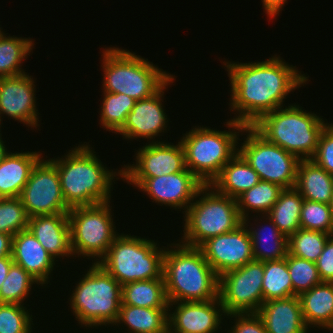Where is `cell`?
Wrapping results in <instances>:
<instances>
[{"mask_svg": "<svg viewBox=\"0 0 333 333\" xmlns=\"http://www.w3.org/2000/svg\"><path fill=\"white\" fill-rule=\"evenodd\" d=\"M182 217L183 236L177 241L192 247L228 233L243 222L236 199L218 193L211 185H204L198 191Z\"/></svg>", "mask_w": 333, "mask_h": 333, "instance_id": "ba28073f", "label": "cell"}, {"mask_svg": "<svg viewBox=\"0 0 333 333\" xmlns=\"http://www.w3.org/2000/svg\"><path fill=\"white\" fill-rule=\"evenodd\" d=\"M240 137H243V142ZM240 137L238 152L258 173L260 180L278 184L284 189L295 188L298 157L267 141L252 126H244Z\"/></svg>", "mask_w": 333, "mask_h": 333, "instance_id": "8fae6325", "label": "cell"}, {"mask_svg": "<svg viewBox=\"0 0 333 333\" xmlns=\"http://www.w3.org/2000/svg\"><path fill=\"white\" fill-rule=\"evenodd\" d=\"M81 143L61 157L45 155L57 168L62 195L70 209L112 201L115 182L123 179L122 165L109 170L112 167L100 160L90 141Z\"/></svg>", "mask_w": 333, "mask_h": 333, "instance_id": "7a4b0ae2", "label": "cell"}, {"mask_svg": "<svg viewBox=\"0 0 333 333\" xmlns=\"http://www.w3.org/2000/svg\"><path fill=\"white\" fill-rule=\"evenodd\" d=\"M12 256H5L0 258V289L2 286L3 281L6 279L9 269L13 264Z\"/></svg>", "mask_w": 333, "mask_h": 333, "instance_id": "bcb514c9", "label": "cell"}, {"mask_svg": "<svg viewBox=\"0 0 333 333\" xmlns=\"http://www.w3.org/2000/svg\"><path fill=\"white\" fill-rule=\"evenodd\" d=\"M34 286L40 289L42 285L21 266L13 263L0 289V303L28 305V297L33 294L32 290L36 291Z\"/></svg>", "mask_w": 333, "mask_h": 333, "instance_id": "836d02e7", "label": "cell"}, {"mask_svg": "<svg viewBox=\"0 0 333 333\" xmlns=\"http://www.w3.org/2000/svg\"><path fill=\"white\" fill-rule=\"evenodd\" d=\"M177 141L140 145L133 155L135 162L122 166L123 178H151L184 171L185 151L181 141Z\"/></svg>", "mask_w": 333, "mask_h": 333, "instance_id": "2e32d148", "label": "cell"}, {"mask_svg": "<svg viewBox=\"0 0 333 333\" xmlns=\"http://www.w3.org/2000/svg\"><path fill=\"white\" fill-rule=\"evenodd\" d=\"M298 297L306 326L333 333V282H322Z\"/></svg>", "mask_w": 333, "mask_h": 333, "instance_id": "d4e9b609", "label": "cell"}, {"mask_svg": "<svg viewBox=\"0 0 333 333\" xmlns=\"http://www.w3.org/2000/svg\"><path fill=\"white\" fill-rule=\"evenodd\" d=\"M303 108L298 102L288 103L287 106L264 114L252 127L267 141L300 160L312 159L321 131L328 121L320 113Z\"/></svg>", "mask_w": 333, "mask_h": 333, "instance_id": "5b68a950", "label": "cell"}, {"mask_svg": "<svg viewBox=\"0 0 333 333\" xmlns=\"http://www.w3.org/2000/svg\"><path fill=\"white\" fill-rule=\"evenodd\" d=\"M19 197L29 217L70 211L62 195L57 168L45 156L33 167Z\"/></svg>", "mask_w": 333, "mask_h": 333, "instance_id": "4fadbf2b", "label": "cell"}, {"mask_svg": "<svg viewBox=\"0 0 333 333\" xmlns=\"http://www.w3.org/2000/svg\"><path fill=\"white\" fill-rule=\"evenodd\" d=\"M88 265L68 294V307L80 328L112 327L122 304V285L98 263Z\"/></svg>", "mask_w": 333, "mask_h": 333, "instance_id": "277c9868", "label": "cell"}, {"mask_svg": "<svg viewBox=\"0 0 333 333\" xmlns=\"http://www.w3.org/2000/svg\"><path fill=\"white\" fill-rule=\"evenodd\" d=\"M29 216L20 197L0 198V233L16 235L28 228Z\"/></svg>", "mask_w": 333, "mask_h": 333, "instance_id": "f35d334b", "label": "cell"}, {"mask_svg": "<svg viewBox=\"0 0 333 333\" xmlns=\"http://www.w3.org/2000/svg\"><path fill=\"white\" fill-rule=\"evenodd\" d=\"M28 229L57 262L66 258L68 261L74 259L68 213L29 217Z\"/></svg>", "mask_w": 333, "mask_h": 333, "instance_id": "44dd1931", "label": "cell"}, {"mask_svg": "<svg viewBox=\"0 0 333 333\" xmlns=\"http://www.w3.org/2000/svg\"><path fill=\"white\" fill-rule=\"evenodd\" d=\"M243 223L251 236L255 261H276L286 257L288 238L280 232L268 214L252 215L245 218Z\"/></svg>", "mask_w": 333, "mask_h": 333, "instance_id": "7402d4cb", "label": "cell"}, {"mask_svg": "<svg viewBox=\"0 0 333 333\" xmlns=\"http://www.w3.org/2000/svg\"><path fill=\"white\" fill-rule=\"evenodd\" d=\"M225 318L224 333H267L264 323L257 313L228 314ZM228 320L230 325H227Z\"/></svg>", "mask_w": 333, "mask_h": 333, "instance_id": "60d3db41", "label": "cell"}, {"mask_svg": "<svg viewBox=\"0 0 333 333\" xmlns=\"http://www.w3.org/2000/svg\"><path fill=\"white\" fill-rule=\"evenodd\" d=\"M122 181L147 194L156 205L184 213L204 184L189 170L151 178H123Z\"/></svg>", "mask_w": 333, "mask_h": 333, "instance_id": "5bb4252c", "label": "cell"}, {"mask_svg": "<svg viewBox=\"0 0 333 333\" xmlns=\"http://www.w3.org/2000/svg\"><path fill=\"white\" fill-rule=\"evenodd\" d=\"M29 307V305L0 303V333H33L34 331L36 333L34 328L36 323H33L34 315L31 314L32 308Z\"/></svg>", "mask_w": 333, "mask_h": 333, "instance_id": "8d00e7d4", "label": "cell"}, {"mask_svg": "<svg viewBox=\"0 0 333 333\" xmlns=\"http://www.w3.org/2000/svg\"><path fill=\"white\" fill-rule=\"evenodd\" d=\"M260 181L258 173L238 152L210 184L218 193L237 198Z\"/></svg>", "mask_w": 333, "mask_h": 333, "instance_id": "4316f807", "label": "cell"}, {"mask_svg": "<svg viewBox=\"0 0 333 333\" xmlns=\"http://www.w3.org/2000/svg\"><path fill=\"white\" fill-rule=\"evenodd\" d=\"M333 176V123L329 122L321 131L318 139L317 150L312 159Z\"/></svg>", "mask_w": 333, "mask_h": 333, "instance_id": "b9f144b4", "label": "cell"}, {"mask_svg": "<svg viewBox=\"0 0 333 333\" xmlns=\"http://www.w3.org/2000/svg\"><path fill=\"white\" fill-rule=\"evenodd\" d=\"M38 151H9L0 163V198L19 197L36 163L43 157Z\"/></svg>", "mask_w": 333, "mask_h": 333, "instance_id": "cb8c5ba5", "label": "cell"}, {"mask_svg": "<svg viewBox=\"0 0 333 333\" xmlns=\"http://www.w3.org/2000/svg\"><path fill=\"white\" fill-rule=\"evenodd\" d=\"M122 232L98 262L121 285L163 277L166 246L159 240ZM160 245L162 247H160Z\"/></svg>", "mask_w": 333, "mask_h": 333, "instance_id": "9c48e42d", "label": "cell"}, {"mask_svg": "<svg viewBox=\"0 0 333 333\" xmlns=\"http://www.w3.org/2000/svg\"><path fill=\"white\" fill-rule=\"evenodd\" d=\"M264 262H249L219 276L218 297L226 315L257 313L263 304Z\"/></svg>", "mask_w": 333, "mask_h": 333, "instance_id": "7c38bea8", "label": "cell"}, {"mask_svg": "<svg viewBox=\"0 0 333 333\" xmlns=\"http://www.w3.org/2000/svg\"><path fill=\"white\" fill-rule=\"evenodd\" d=\"M6 140L2 139V136H0V163L4 159V157L9 153L8 147L5 145Z\"/></svg>", "mask_w": 333, "mask_h": 333, "instance_id": "7dc6e473", "label": "cell"}, {"mask_svg": "<svg viewBox=\"0 0 333 333\" xmlns=\"http://www.w3.org/2000/svg\"><path fill=\"white\" fill-rule=\"evenodd\" d=\"M3 31V28L1 27V25H0V33Z\"/></svg>", "mask_w": 333, "mask_h": 333, "instance_id": "816d5d0a", "label": "cell"}, {"mask_svg": "<svg viewBox=\"0 0 333 333\" xmlns=\"http://www.w3.org/2000/svg\"><path fill=\"white\" fill-rule=\"evenodd\" d=\"M36 78L29 73L0 78V118L23 123V126L39 130L40 118L36 99ZM3 117V118H2Z\"/></svg>", "mask_w": 333, "mask_h": 333, "instance_id": "e0dca14e", "label": "cell"}, {"mask_svg": "<svg viewBox=\"0 0 333 333\" xmlns=\"http://www.w3.org/2000/svg\"><path fill=\"white\" fill-rule=\"evenodd\" d=\"M263 303L271 299L293 296V285L286 258L264 262Z\"/></svg>", "mask_w": 333, "mask_h": 333, "instance_id": "e575fe53", "label": "cell"}, {"mask_svg": "<svg viewBox=\"0 0 333 333\" xmlns=\"http://www.w3.org/2000/svg\"><path fill=\"white\" fill-rule=\"evenodd\" d=\"M300 228L333 235V214L330 204L303 200Z\"/></svg>", "mask_w": 333, "mask_h": 333, "instance_id": "ab89813d", "label": "cell"}, {"mask_svg": "<svg viewBox=\"0 0 333 333\" xmlns=\"http://www.w3.org/2000/svg\"><path fill=\"white\" fill-rule=\"evenodd\" d=\"M176 78L173 75L154 95L136 101L117 135H122V139L126 141L137 139L139 141L142 138L147 139L146 143L161 142L163 138L160 139V136H164V133L170 131L169 116L163 105L166 96L164 93L167 92L168 87H172Z\"/></svg>", "mask_w": 333, "mask_h": 333, "instance_id": "9a60e30c", "label": "cell"}, {"mask_svg": "<svg viewBox=\"0 0 333 333\" xmlns=\"http://www.w3.org/2000/svg\"><path fill=\"white\" fill-rule=\"evenodd\" d=\"M257 314L262 319L267 333L311 331L304 322L298 296L268 300L261 305Z\"/></svg>", "mask_w": 333, "mask_h": 333, "instance_id": "603a6c76", "label": "cell"}, {"mask_svg": "<svg viewBox=\"0 0 333 333\" xmlns=\"http://www.w3.org/2000/svg\"><path fill=\"white\" fill-rule=\"evenodd\" d=\"M102 92L121 93L138 101L154 95L172 76L133 51L101 49Z\"/></svg>", "mask_w": 333, "mask_h": 333, "instance_id": "8992f818", "label": "cell"}, {"mask_svg": "<svg viewBox=\"0 0 333 333\" xmlns=\"http://www.w3.org/2000/svg\"><path fill=\"white\" fill-rule=\"evenodd\" d=\"M168 333H192V332H168Z\"/></svg>", "mask_w": 333, "mask_h": 333, "instance_id": "f907efd6", "label": "cell"}, {"mask_svg": "<svg viewBox=\"0 0 333 333\" xmlns=\"http://www.w3.org/2000/svg\"><path fill=\"white\" fill-rule=\"evenodd\" d=\"M316 266L323 282H333V235L325 243Z\"/></svg>", "mask_w": 333, "mask_h": 333, "instance_id": "7bdbcfd3", "label": "cell"}, {"mask_svg": "<svg viewBox=\"0 0 333 333\" xmlns=\"http://www.w3.org/2000/svg\"><path fill=\"white\" fill-rule=\"evenodd\" d=\"M303 200L295 188L284 189L268 213L273 223L287 238L300 229Z\"/></svg>", "mask_w": 333, "mask_h": 333, "instance_id": "1f68e13d", "label": "cell"}, {"mask_svg": "<svg viewBox=\"0 0 333 333\" xmlns=\"http://www.w3.org/2000/svg\"><path fill=\"white\" fill-rule=\"evenodd\" d=\"M286 261L293 285V296L310 290L322 283L316 263L287 253Z\"/></svg>", "mask_w": 333, "mask_h": 333, "instance_id": "74e56055", "label": "cell"}, {"mask_svg": "<svg viewBox=\"0 0 333 333\" xmlns=\"http://www.w3.org/2000/svg\"><path fill=\"white\" fill-rule=\"evenodd\" d=\"M199 248L218 276L254 260L251 236L243 222L228 233L207 239Z\"/></svg>", "mask_w": 333, "mask_h": 333, "instance_id": "ac0fdd59", "label": "cell"}, {"mask_svg": "<svg viewBox=\"0 0 333 333\" xmlns=\"http://www.w3.org/2000/svg\"><path fill=\"white\" fill-rule=\"evenodd\" d=\"M261 2L264 8L263 11L270 21L280 16L279 14L283 10L282 8L285 6V3H287V0H261Z\"/></svg>", "mask_w": 333, "mask_h": 333, "instance_id": "ee69618b", "label": "cell"}, {"mask_svg": "<svg viewBox=\"0 0 333 333\" xmlns=\"http://www.w3.org/2000/svg\"><path fill=\"white\" fill-rule=\"evenodd\" d=\"M284 190L280 185L260 180L251 189L236 198L242 220L253 215L268 214Z\"/></svg>", "mask_w": 333, "mask_h": 333, "instance_id": "4dcf8cb0", "label": "cell"}, {"mask_svg": "<svg viewBox=\"0 0 333 333\" xmlns=\"http://www.w3.org/2000/svg\"><path fill=\"white\" fill-rule=\"evenodd\" d=\"M123 325L127 327L124 333H168V308H144L122 303L113 330L114 326L116 330L122 326V330Z\"/></svg>", "mask_w": 333, "mask_h": 333, "instance_id": "484cf974", "label": "cell"}, {"mask_svg": "<svg viewBox=\"0 0 333 333\" xmlns=\"http://www.w3.org/2000/svg\"><path fill=\"white\" fill-rule=\"evenodd\" d=\"M330 208H331V211H332V214H333V192H332V199H331V202H330Z\"/></svg>", "mask_w": 333, "mask_h": 333, "instance_id": "c3c4849f", "label": "cell"}, {"mask_svg": "<svg viewBox=\"0 0 333 333\" xmlns=\"http://www.w3.org/2000/svg\"><path fill=\"white\" fill-rule=\"evenodd\" d=\"M12 235L0 233V258L12 256Z\"/></svg>", "mask_w": 333, "mask_h": 333, "instance_id": "f6af8a7d", "label": "cell"}, {"mask_svg": "<svg viewBox=\"0 0 333 333\" xmlns=\"http://www.w3.org/2000/svg\"><path fill=\"white\" fill-rule=\"evenodd\" d=\"M12 258L13 262L21 266L26 272L37 279L42 288H48L51 285L53 271L57 261L47 252L39 243L36 237L27 228L18 232L12 238ZM55 269V270H54ZM51 281V282H50Z\"/></svg>", "mask_w": 333, "mask_h": 333, "instance_id": "ffe728a7", "label": "cell"}, {"mask_svg": "<svg viewBox=\"0 0 333 333\" xmlns=\"http://www.w3.org/2000/svg\"><path fill=\"white\" fill-rule=\"evenodd\" d=\"M331 234L298 229L288 238V253L316 263Z\"/></svg>", "mask_w": 333, "mask_h": 333, "instance_id": "d590c367", "label": "cell"}, {"mask_svg": "<svg viewBox=\"0 0 333 333\" xmlns=\"http://www.w3.org/2000/svg\"><path fill=\"white\" fill-rule=\"evenodd\" d=\"M163 258L168 302L210 301L218 298L219 276L199 247L170 241ZM178 242V243H177Z\"/></svg>", "mask_w": 333, "mask_h": 333, "instance_id": "3957f363", "label": "cell"}, {"mask_svg": "<svg viewBox=\"0 0 333 333\" xmlns=\"http://www.w3.org/2000/svg\"><path fill=\"white\" fill-rule=\"evenodd\" d=\"M223 124L228 130L197 124L179 139L185 151L186 168L204 185H210L238 153V140L245 125L232 119Z\"/></svg>", "mask_w": 333, "mask_h": 333, "instance_id": "52a82bcc", "label": "cell"}, {"mask_svg": "<svg viewBox=\"0 0 333 333\" xmlns=\"http://www.w3.org/2000/svg\"><path fill=\"white\" fill-rule=\"evenodd\" d=\"M111 202L74 207L68 212L74 260L78 257L98 263L120 234L114 224L116 216L113 217Z\"/></svg>", "mask_w": 333, "mask_h": 333, "instance_id": "30bf717a", "label": "cell"}, {"mask_svg": "<svg viewBox=\"0 0 333 333\" xmlns=\"http://www.w3.org/2000/svg\"><path fill=\"white\" fill-rule=\"evenodd\" d=\"M1 124L3 125V122H2V120L0 118V136H3L2 133H1L2 132V129H1L2 125Z\"/></svg>", "mask_w": 333, "mask_h": 333, "instance_id": "681fc988", "label": "cell"}, {"mask_svg": "<svg viewBox=\"0 0 333 333\" xmlns=\"http://www.w3.org/2000/svg\"><path fill=\"white\" fill-rule=\"evenodd\" d=\"M225 317L219 297L210 301L169 302L168 332L222 333Z\"/></svg>", "mask_w": 333, "mask_h": 333, "instance_id": "d6986e66", "label": "cell"}, {"mask_svg": "<svg viewBox=\"0 0 333 333\" xmlns=\"http://www.w3.org/2000/svg\"><path fill=\"white\" fill-rule=\"evenodd\" d=\"M224 60L221 63L231 87L228 107L235 115L231 119L245 126H252L264 114L285 106L289 94L310 82L308 74L276 53L264 61Z\"/></svg>", "mask_w": 333, "mask_h": 333, "instance_id": "6da1fadb", "label": "cell"}, {"mask_svg": "<svg viewBox=\"0 0 333 333\" xmlns=\"http://www.w3.org/2000/svg\"><path fill=\"white\" fill-rule=\"evenodd\" d=\"M99 108L100 128L117 134L126 122L128 114L135 106L136 100L121 93L103 92Z\"/></svg>", "mask_w": 333, "mask_h": 333, "instance_id": "d6a6232c", "label": "cell"}, {"mask_svg": "<svg viewBox=\"0 0 333 333\" xmlns=\"http://www.w3.org/2000/svg\"><path fill=\"white\" fill-rule=\"evenodd\" d=\"M122 303L144 308H168L164 278L122 285Z\"/></svg>", "mask_w": 333, "mask_h": 333, "instance_id": "f546056e", "label": "cell"}, {"mask_svg": "<svg viewBox=\"0 0 333 333\" xmlns=\"http://www.w3.org/2000/svg\"><path fill=\"white\" fill-rule=\"evenodd\" d=\"M4 31L0 33V78L27 73L22 66L35 49V39L12 36Z\"/></svg>", "mask_w": 333, "mask_h": 333, "instance_id": "f1b7e54d", "label": "cell"}, {"mask_svg": "<svg viewBox=\"0 0 333 333\" xmlns=\"http://www.w3.org/2000/svg\"><path fill=\"white\" fill-rule=\"evenodd\" d=\"M295 189L304 200L330 204L333 176L311 159L300 160Z\"/></svg>", "mask_w": 333, "mask_h": 333, "instance_id": "83f0119b", "label": "cell"}]
</instances>
